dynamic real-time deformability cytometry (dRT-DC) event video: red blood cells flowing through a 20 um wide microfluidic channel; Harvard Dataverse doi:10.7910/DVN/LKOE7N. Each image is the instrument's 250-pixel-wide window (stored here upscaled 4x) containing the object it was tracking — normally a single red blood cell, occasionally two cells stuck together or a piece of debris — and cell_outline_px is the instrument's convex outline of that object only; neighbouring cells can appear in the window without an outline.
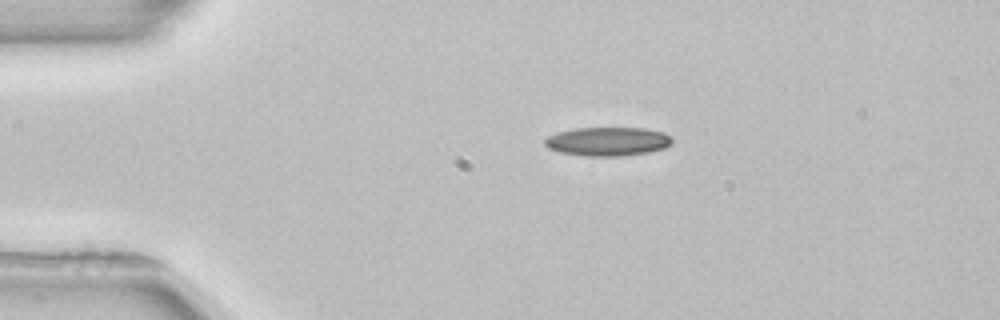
{"species": "common noctule bat (a hibernating species)", "species_latin": "Nyctalus noctula", "temperature_condition": "room temperature", "stored_images_in_passage": 42, "camera_frame_rate_fps": 3000, "um_per_image_px": 0.085, "animal": {"sex": "female", "body_mass_g": 22.7, "forearm_length_mm": 54.2}, "frame": {"image": 1, "passage_image": 1, "time_ms": 0.0, "image_size_px": [1000, 320], "cell_outline_px": [[672, 140], [664, 148], [648, 152], [620, 156], [588, 156], [560, 152], [548, 148], [544, 144], [544, 140], [548, 136], [556, 132], [572, 128], [644, 128], [664, 132]], "centroid_in_image_um": [51.6, 12.01], "position_along_channel_um": 33.4, "area_um2": 21.27}}
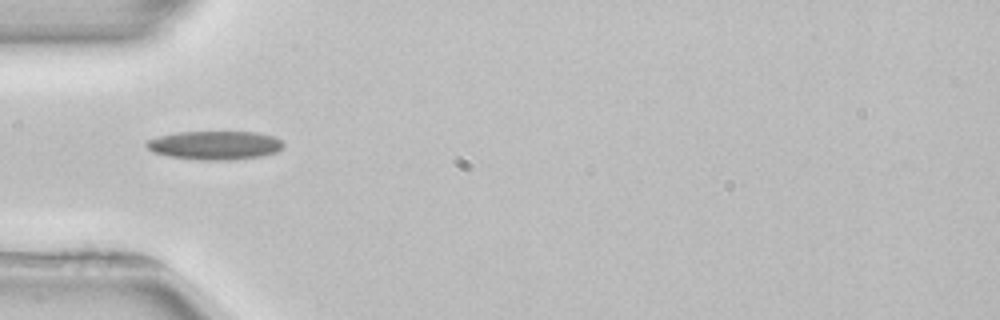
{"frame": {"image": 2, "passage_image": 7, "time_ms": 2.0, "image_size_px": [1000, 320], "cell_outline_px": [[284, 144], [276, 152], [260, 156], [228, 160], [204, 160], [168, 156], [152, 152], [144, 144], [148, 140], [160, 136], [176, 132], [256, 132], [272, 136], [280, 140]], "centroid_in_image_um": [18.23, 12.34], "position_along_channel_um": 66.8, "area_um2": 22.66}}
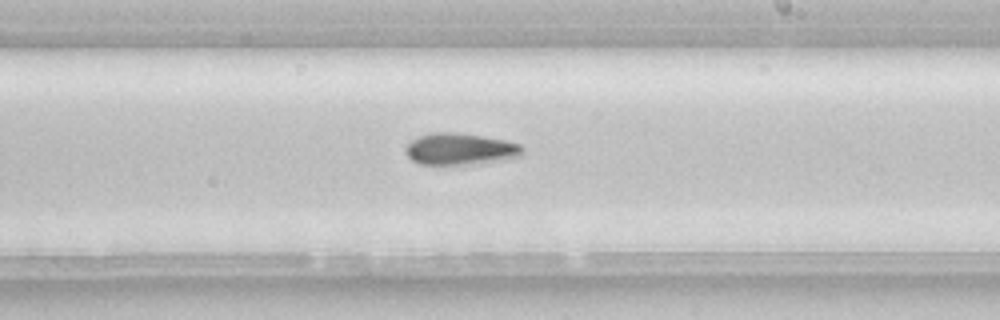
{"frame": {"image": 3, "passage_image": 21, "time_ms": 6.667, "image_size_px": [1000, 320], "cell_outline_px": [[524, 152], [520, 156], [496, 160], [468, 164], [420, 164], [412, 160], [408, 156], [404, 148], [412, 140], [420, 136], [432, 132], [448, 132], [480, 136], [504, 140], [520, 144], [524, 148]], "centroid_in_image_um": [39.09, 12.66], "position_along_channel_um": 249.9, "area_um2": 21.1}, "authors_computed_cell_mechanics": {"area_um2": 21.2126, "velocity_mm_per_s": 3.9373, "shape_relaxation_time_tau1_ms": 8.8843, "shape_relaxation_time_tau2_ms": null, "deformation_change_tau1": 0.1708, "deformation_change_tau2": null}}